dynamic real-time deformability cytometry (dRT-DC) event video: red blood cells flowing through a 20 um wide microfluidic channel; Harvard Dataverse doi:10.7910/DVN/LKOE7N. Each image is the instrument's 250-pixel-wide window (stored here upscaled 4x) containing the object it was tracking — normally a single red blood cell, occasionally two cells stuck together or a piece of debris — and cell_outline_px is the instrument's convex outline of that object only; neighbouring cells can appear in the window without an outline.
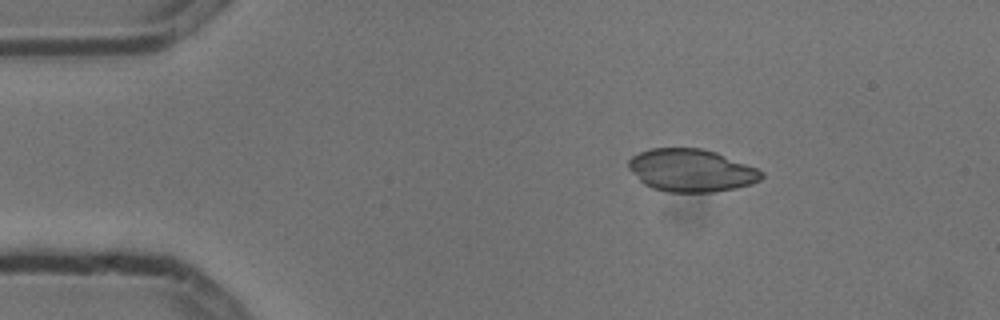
{"species": "common noctule bat (a hibernating species)", "species_latin": "Nyctalus noctula", "temperature_condition": "cold", "stored_images_in_passage": 2, "camera_frame_rate_fps": 3000, "um_per_image_px": 0.085, "animal": {"sex": "male", "body_mass_g": 13.3}, "frame": {"image": 1, "passage_image": 1, "time_ms": 0.0, "image_size_px": [1000, 320], "cell_outline_px": [[764, 176], [760, 180], [752, 184], [736, 188], [712, 192], [668, 192], [652, 188], [644, 184], [628, 168], [628, 160], [632, 156], [640, 152], [652, 148], [704, 148], [716, 152], [756, 168], [764, 172]], "centroid_in_image_um": [58.76, 14.48], "position_along_channel_um": 26.2, "area_um2": 33.06}}